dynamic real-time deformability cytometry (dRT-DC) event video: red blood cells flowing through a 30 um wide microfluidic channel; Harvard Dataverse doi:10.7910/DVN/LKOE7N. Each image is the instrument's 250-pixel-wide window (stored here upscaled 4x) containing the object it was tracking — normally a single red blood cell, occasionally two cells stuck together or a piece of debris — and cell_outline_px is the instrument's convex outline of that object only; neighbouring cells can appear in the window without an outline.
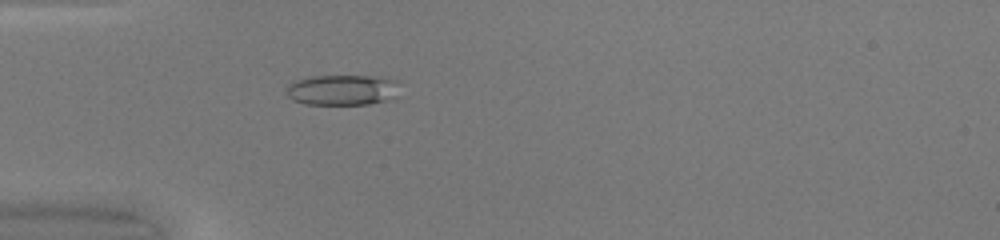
{"species": "common noctule bat (a hibernating species)", "species_latin": "Nyctalus noctula", "temperature_condition": "warm", "stored_images_in_passage": 35, "camera_frame_rate_fps": 3000, "um_per_image_px": 0.085, "animal": {"sex": "female", "body_mass_g": 20.0, "forearm_length_mm": 54.0}, "frame": {"image": 1, "passage_image": 1, "time_ms": 0.0, "image_size_px": [1000, 240], "cell_outline_px": [[396, 96], [388, 100], [368, 104], [304, 104], [292, 100], [284, 92], [288, 84], [292, 80], [312, 76], [380, 76], [396, 80]], "centroid_in_image_um": [29.02, 7.64], "position_along_channel_um": 56.0, "area_um2": 20.35}}
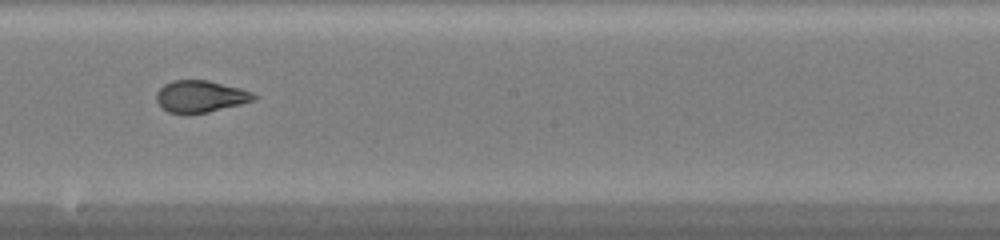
{"frame": {"image": 2, "passage_image": 14, "time_ms": 4.333, "image_size_px": [1000, 240], "cell_outline_px": [[260, 96], [256, 100], [208, 112], [168, 112], [156, 100], [156, 92], [164, 84], [172, 80], [208, 80], [240, 88], [252, 92]], "centroid_in_image_um": [17.08, 8.17], "position_along_channel_um": 231.1, "area_um2": 17.86}}
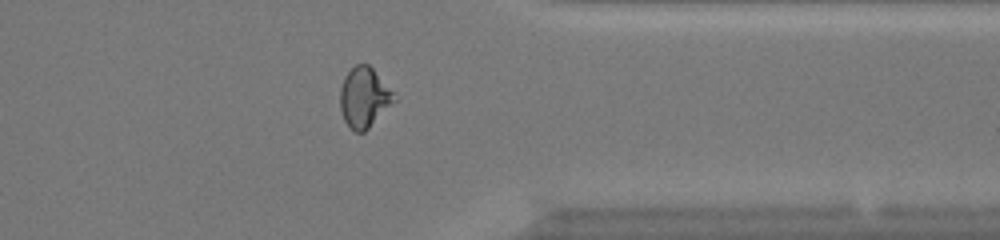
{"frame": {"image": 3, "passage_image": 25, "time_ms": 8.0, "image_size_px": [1000, 240], "cell_outline_px": [[396, 100], [364, 132], [356, 132], [348, 128], [344, 120], [340, 108], [340, 88], [344, 76], [356, 64], [368, 64], [372, 68], [392, 92]], "centroid_in_image_um": [30.91, 8.3], "position_along_channel_um": 380.5, "area_um2": 18.61}, "authors_computed_cell_mechanics": {"area_um2": 18.785, "velocity_mm_per_s": 4.2462, "shape_relaxation_time_tau1_ms": null, "shape_relaxation_time_tau2_ms": 0.8038, "deformation_change_tau1": null, "deformation_change_tau2": 0.0751}}